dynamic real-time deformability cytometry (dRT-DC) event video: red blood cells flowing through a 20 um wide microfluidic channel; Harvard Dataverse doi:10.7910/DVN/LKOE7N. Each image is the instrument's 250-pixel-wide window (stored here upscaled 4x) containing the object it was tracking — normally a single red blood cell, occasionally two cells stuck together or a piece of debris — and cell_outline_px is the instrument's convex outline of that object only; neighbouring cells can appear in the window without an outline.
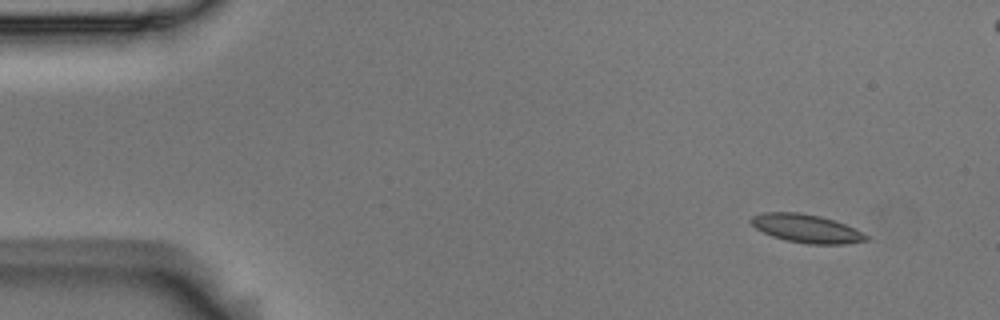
{"species": "Egyptian fruit bat (a non-hibernating species)", "species_latin": "Rousettus aegyptiacus", "temperature_condition": "room temperature", "stored_images_in_passage": 4, "camera_frame_rate_fps": 3000, "um_per_image_px": 0.085, "animal": {"sex": "male"}, "frame": {"image": 1, "passage_image": 1, "time_ms": 0.0, "image_size_px": [1000, 320], "cell_outline_px": [[872, 240], [844, 244], [808, 244], [784, 240], [772, 236], [756, 228], [748, 220], [752, 216], [764, 212], [800, 212], [820, 216], [836, 220], [856, 228], [872, 236]], "centroid_in_image_um": [68.63, 19.43], "position_along_channel_um": 16.4, "area_um2": 19.48}}